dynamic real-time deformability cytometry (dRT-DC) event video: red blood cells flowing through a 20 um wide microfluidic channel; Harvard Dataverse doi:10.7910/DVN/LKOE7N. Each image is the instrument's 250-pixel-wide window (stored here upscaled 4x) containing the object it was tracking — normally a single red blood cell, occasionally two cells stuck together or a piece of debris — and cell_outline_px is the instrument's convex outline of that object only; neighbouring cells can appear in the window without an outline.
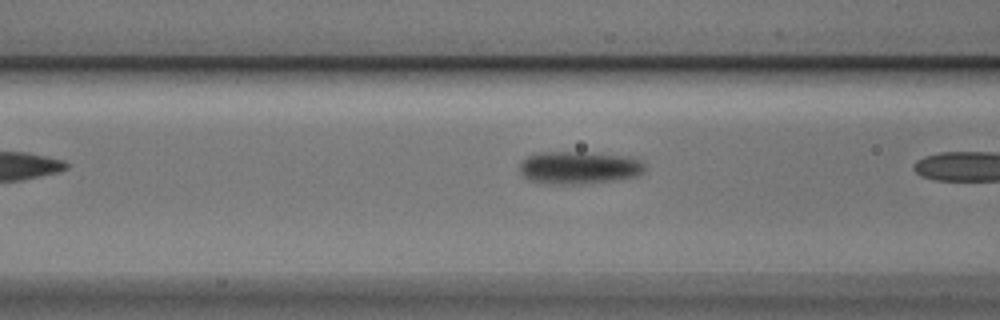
{"species": "Egyptian fruit bat (a non-hibernating species)", "species_latin": "Rousettus aegyptiacus", "temperature_condition": "cold", "stored_images_in_passage": 6, "camera_frame_rate_fps": 3000, "um_per_image_px": 0.085, "animal": {"sex": "male"}, "frame": {"image": 1, "passage_image": 5, "time_ms": 1.333, "image_size_px": [1000, 320], "cell_outline_px": [[644, 168], [636, 176], [616, 180], [584, 184], [536, 184], [528, 180], [520, 172], [520, 164], [528, 156], [540, 152], [580, 152], [616, 156], [640, 160], [644, 164]], "centroid_in_image_um": [49.11, 14.28], "position_along_channel_um": 117.5, "area_um2": 23.58}}